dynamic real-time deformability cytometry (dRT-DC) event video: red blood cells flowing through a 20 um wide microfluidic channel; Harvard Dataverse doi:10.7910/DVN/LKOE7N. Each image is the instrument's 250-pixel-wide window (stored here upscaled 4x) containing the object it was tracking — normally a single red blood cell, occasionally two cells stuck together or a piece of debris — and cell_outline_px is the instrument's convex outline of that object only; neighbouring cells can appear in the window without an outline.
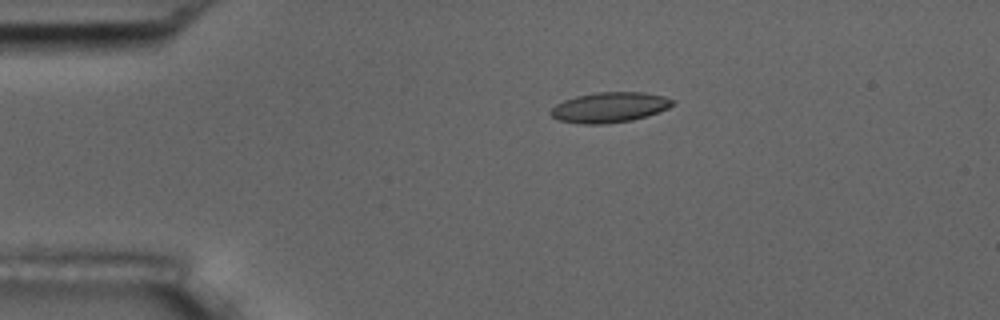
{"species": "common noctule bat (a hibernating species)", "species_latin": "Nyctalus noctula", "temperature_condition": "room temperature", "stored_images_in_passage": 45, "camera_frame_rate_fps": 3000, "um_per_image_px": 0.085, "animal": {"sex": "male", "body_mass_g": 17.5, "forearm_length_mm": 52.3}, "frame": {"image": 1, "passage_image": 1, "time_ms": 0.0, "image_size_px": [1000, 320], "cell_outline_px": [[672, 104], [668, 108], [632, 120], [608, 124], [580, 124], [560, 120], [552, 116], [548, 112], [556, 104], [564, 100], [576, 96], [596, 92], [644, 92], [664, 96], [672, 100]], "centroid_in_image_um": [51.76, 9.12], "position_along_channel_um": 33.2, "area_um2": 21.33}}
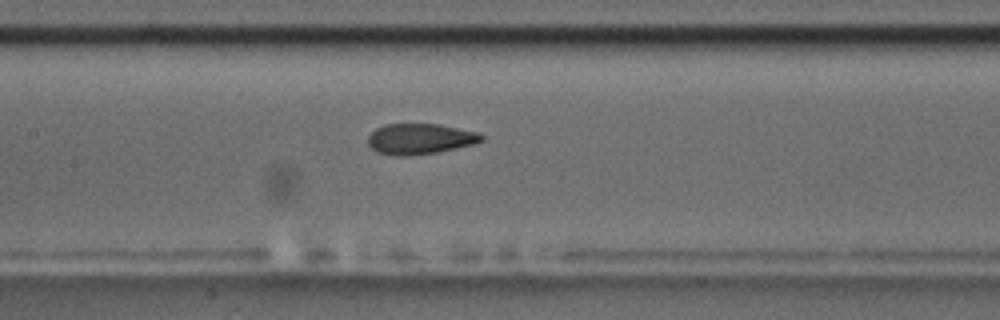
{"frame": {"image": 2, "passage_image": 16, "time_ms": 5.0, "image_size_px": [1000, 320], "cell_outline_px": [[484, 140], [472, 144], [436, 152], [404, 156], [396, 156], [376, 152], [368, 144], [368, 136], [376, 128], [384, 124], [440, 124], [480, 132], [484, 136]], "centroid_in_image_um": [35.7, 11.79], "position_along_channel_um": 171.7, "area_um2": 20.29}}
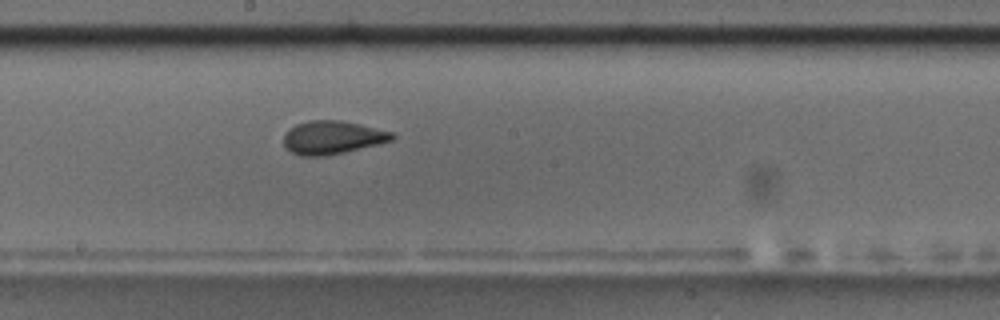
{"frame": {"image": 3, "passage_image": 20, "time_ms": 6.333, "image_size_px": [1000, 320], "cell_outline_px": [[396, 136], [392, 140], [380, 144], [328, 156], [300, 156], [292, 152], [284, 144], [284, 136], [288, 128], [296, 124], [308, 120], [340, 120], [360, 124], [392, 132]], "centroid_in_image_um": [28.25, 11.69], "position_along_channel_um": 219.9, "area_um2": 21.15}, "authors_computed_cell_mechanics": {"area_um2": 21.0392, "velocity_mm_per_s": 3.6447, "shape_relaxation_time_tau1_ms": null, "shape_relaxation_time_tau2_ms": 1.7378, "deformation_change_tau1": null, "deformation_change_tau2": 0.0624}}